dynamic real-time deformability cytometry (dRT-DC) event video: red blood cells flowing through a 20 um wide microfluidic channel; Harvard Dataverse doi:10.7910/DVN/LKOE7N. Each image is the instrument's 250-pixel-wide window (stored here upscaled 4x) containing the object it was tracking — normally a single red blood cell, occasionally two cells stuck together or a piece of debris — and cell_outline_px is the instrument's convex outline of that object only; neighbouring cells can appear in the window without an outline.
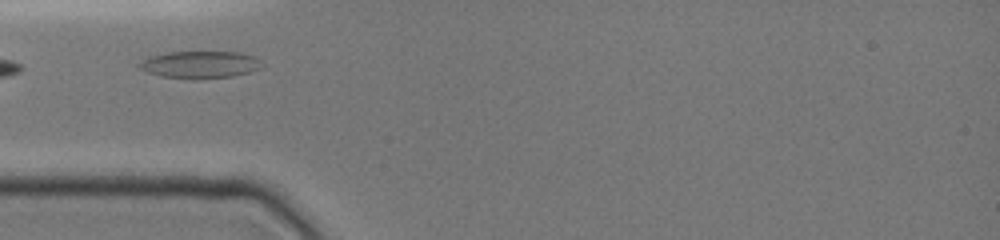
{"species": "common noctule bat (a hibernating species)", "species_latin": "Nyctalus noctula", "temperature_condition": "cold", "stored_images_in_passage": 9, "camera_frame_rate_fps": 3000, "um_per_image_px": 0.085, "animal": {"sex": "female", "body_mass_g": 19.0, "forearm_length_mm": 51.5}, "frame": {"image": 1, "passage_image": 1, "time_ms": 0.0, "image_size_px": [1000, 240], "cell_outline_px": [[260, 68], [248, 72], [232, 76], [192, 80], [164, 76], [148, 72], [136, 68], [136, 64], [148, 56], [168, 52], [240, 52], [252, 56], [260, 60]], "centroid_in_image_um": [16.92, 5.49], "position_along_channel_um": 68.1, "area_um2": 19.48}}
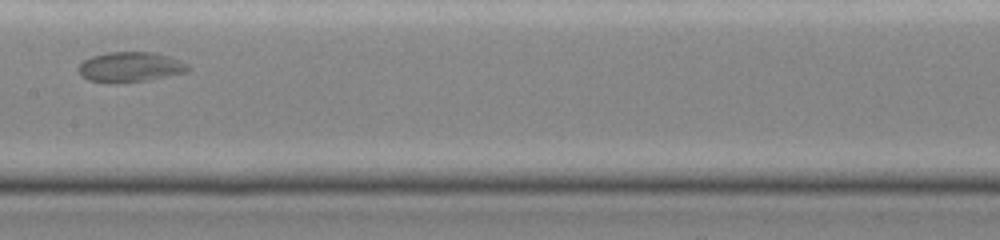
{"frame": {"image": 2, "passage_image": 8, "time_ms": 3.333, "image_size_px": [1000, 240], "cell_outline_px": [[192, 68], [184, 72], [148, 80], [88, 80], [80, 76], [76, 68], [84, 60], [92, 56], [108, 52], [156, 52], [180, 60], [188, 64]], "centroid_in_image_um": [11.08, 5.64], "position_along_channel_um": 196.3, "area_um2": 18.55}}